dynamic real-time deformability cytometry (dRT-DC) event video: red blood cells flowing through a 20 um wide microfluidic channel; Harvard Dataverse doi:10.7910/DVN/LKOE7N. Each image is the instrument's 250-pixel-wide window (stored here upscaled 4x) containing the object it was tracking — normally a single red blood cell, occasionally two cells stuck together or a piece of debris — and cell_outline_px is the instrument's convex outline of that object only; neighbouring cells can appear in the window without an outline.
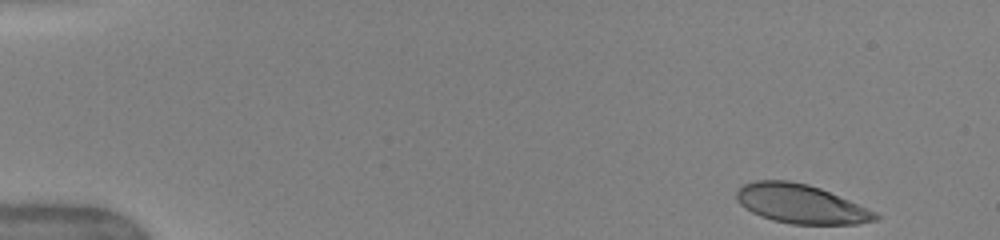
{"species": "human", "species_latin": "Homo sapiens", "temperature_condition": "warm", "stored_images_in_passage": 42, "camera_frame_rate_fps": 3000, "um_per_image_px": 0.085, "donor": {"sex": "female"}, "frame": {"image": 1, "passage_image": 1, "time_ms": 0.0, "image_size_px": [1000, 240], "cell_outline_px": [[880, 220], [856, 224], [792, 224], [772, 220], [760, 216], [744, 208], [736, 200], [736, 192], [744, 184], [756, 180], [788, 180], [808, 184], [820, 188], [876, 212], [880, 216]], "centroid_in_image_um": [68.06, 17.34], "position_along_channel_um": 16.9, "area_um2": 31.56}}
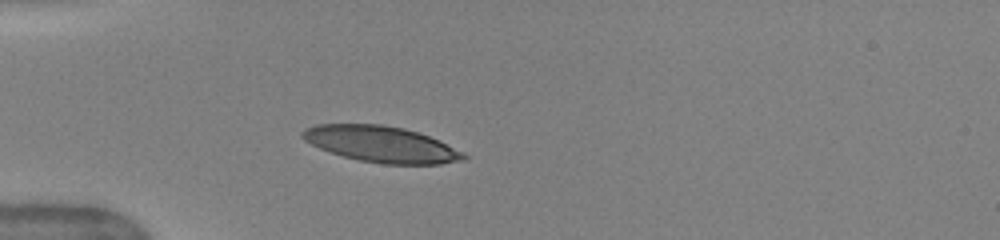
{"frame": {"image": 2, "passage_image": 12, "time_ms": 3.667, "image_size_px": [1000, 240], "cell_outline_px": [[468, 156], [464, 160], [440, 164], [384, 164], [360, 160], [344, 156], [320, 148], [304, 140], [300, 136], [300, 132], [304, 128], [316, 124], [380, 124], [404, 128], [440, 140], [464, 152]], "centroid_in_image_um": [32.41, 12.25], "position_along_channel_um": 52.6, "area_um2": 33.87}}
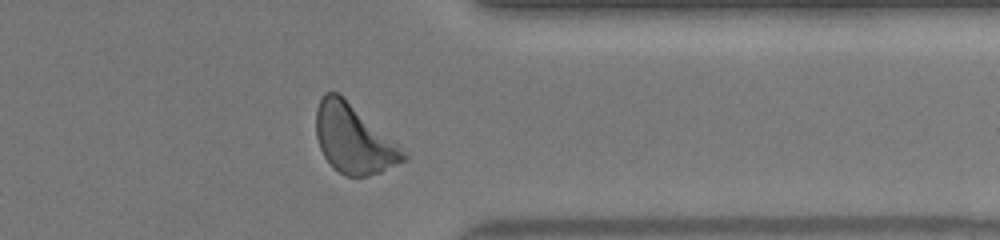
{"frame": {"image": 3, "passage_image": 38, "time_ms": 12.333, "image_size_px": [1000, 240], "cell_outline_px": [[408, 160], [380, 172], [368, 176], [344, 176], [332, 168], [324, 156], [320, 148], [316, 136], [316, 108], [324, 92], [336, 92], [344, 96], [408, 152]], "centroid_in_image_um": [30.08, 11.82], "position_along_channel_um": 381.3, "area_um2": 35.43}, "authors_computed_cell_mechanics": {"area_um2": 34.102, "velocity_mm_per_s": 4.0051, "shape_relaxation_time_tau1_ms": 3.3559, "shape_relaxation_time_tau2_ms": 0.8676, "deformation_change_tau1": 0.1651, "deformation_change_tau2": 0.0725}}